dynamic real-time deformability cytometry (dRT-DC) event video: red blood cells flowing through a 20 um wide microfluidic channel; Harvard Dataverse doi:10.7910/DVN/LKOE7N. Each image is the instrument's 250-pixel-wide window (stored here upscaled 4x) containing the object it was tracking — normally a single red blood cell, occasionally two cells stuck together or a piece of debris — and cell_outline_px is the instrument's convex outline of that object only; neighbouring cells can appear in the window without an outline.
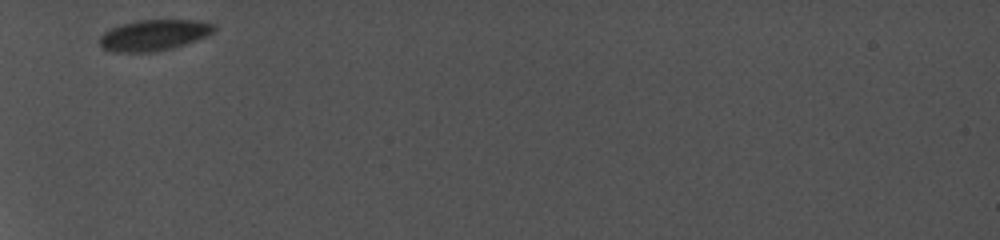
{"species": "common noctule bat (a hibernating species)", "species_latin": "Nyctalus noctula", "temperature_condition": "cold", "stored_images_in_passage": 37, "camera_frame_rate_fps": 5000, "um_per_image_px": 0.085, "animal": {"sex": "female", "body_mass_g": 19.0, "forearm_length_mm": 56.7}, "frame": {"image": 1, "passage_image": 1, "time_ms": 0.0, "image_size_px": [1000, 240], "cell_outline_px": [[216, 32], [208, 36], [172, 48], [152, 52], [112, 52], [100, 48], [100, 36], [104, 32], [112, 28], [136, 20], [200, 20], [216, 24]], "centroid_in_image_um": [13.12, 2.98], "position_along_channel_um": 71.9, "area_um2": 20.81}}
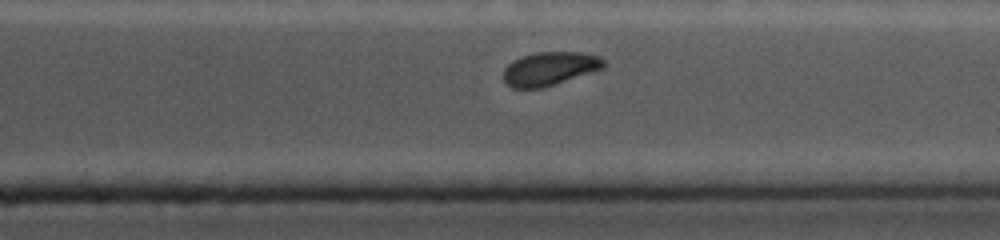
{"frame": {"image": 2, "passage_image": 29, "time_ms": 8.0, "image_size_px": [1000, 240], "cell_outline_px": [[604, 68], [540, 88], [512, 88], [504, 80], [504, 68], [512, 60], [520, 56], [536, 52], [584, 52], [600, 56], [604, 60]], "centroid_in_image_um": [46.71, 5.81], "position_along_channel_um": 364.7, "area_um2": 19.48}}
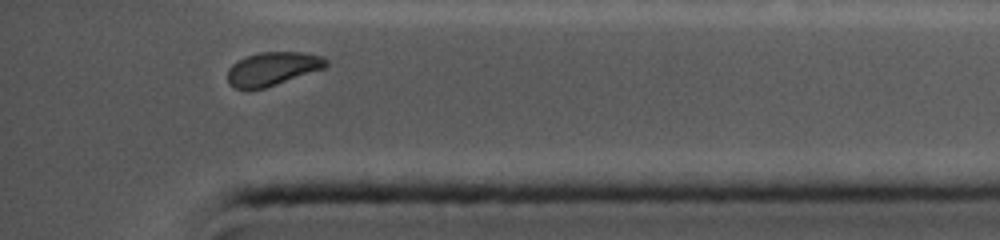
{"frame": {"image": 3, "passage_image": 34, "time_ms": 9.2, "image_size_px": [1000, 240], "cell_outline_px": [[328, 64], [324, 68], [264, 88], [236, 88], [228, 84], [228, 68], [232, 64], [244, 56], [260, 52], [300, 52], [324, 56], [328, 60]], "centroid_in_image_um": [23.16, 5.82], "position_along_channel_um": 412.0, "area_um2": 19.07}, "authors_computed_cell_mechanics": {"area_um2": 21.097, "velocity_mm_per_s": 3.8396, "shape_relaxation_time_tau1_ms": 1.3623, "shape_relaxation_time_tau2_ms": null, "deformation_change_tau1": 0.0565, "deformation_change_tau2": null}}